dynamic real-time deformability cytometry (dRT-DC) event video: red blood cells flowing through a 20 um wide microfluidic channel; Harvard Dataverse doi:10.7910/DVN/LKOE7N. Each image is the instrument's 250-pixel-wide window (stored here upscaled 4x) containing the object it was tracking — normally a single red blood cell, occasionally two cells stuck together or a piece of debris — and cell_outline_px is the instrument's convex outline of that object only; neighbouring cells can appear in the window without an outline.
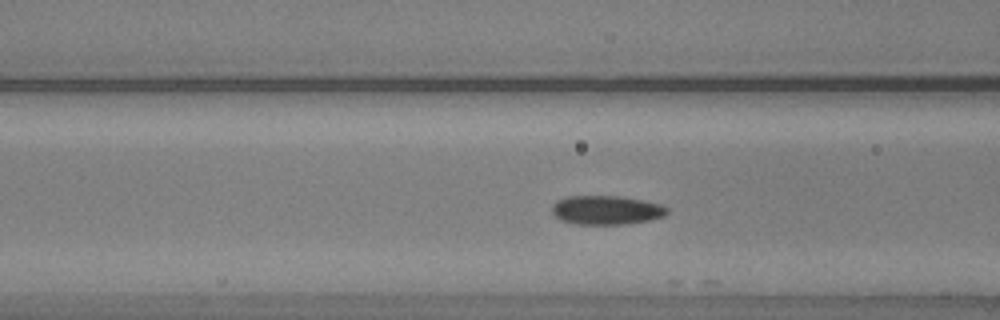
{"species": "common noctule bat (a hibernating species)", "species_latin": "Nyctalus noctula", "temperature_condition": "warm", "stored_images_in_passage": 13, "camera_frame_rate_fps": 3000, "um_per_image_px": 0.085, "animal": {"sex": "male", "body_mass_g": 20.5, "forearm_length_mm": 52.5}, "frame": {"image": 1, "passage_image": 4, "time_ms": 1.0, "image_size_px": [1000, 320], "cell_outline_px": [[668, 212], [664, 216], [652, 220], [624, 224], [576, 224], [560, 220], [552, 212], [552, 204], [556, 200], [568, 196], [620, 196], [660, 204], [668, 208]], "centroid_in_image_um": [51.52, 17.86], "position_along_channel_um": 115.1, "area_um2": 19.48}}
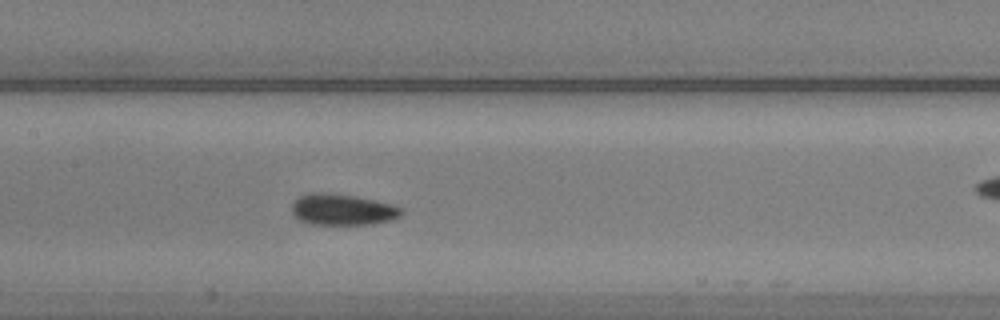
{"frame": {"image": 2, "passage_image": 9, "time_ms": 2.667, "image_size_px": [1000, 320], "cell_outline_px": [[400, 216], [392, 220], [372, 224], [308, 224], [300, 220], [292, 212], [292, 204], [300, 196], [308, 192], [328, 192], [356, 196], [392, 204], [400, 208]], "centroid_in_image_um": [29.08, 17.8], "position_along_channel_um": 178.3, "area_um2": 19.88}}
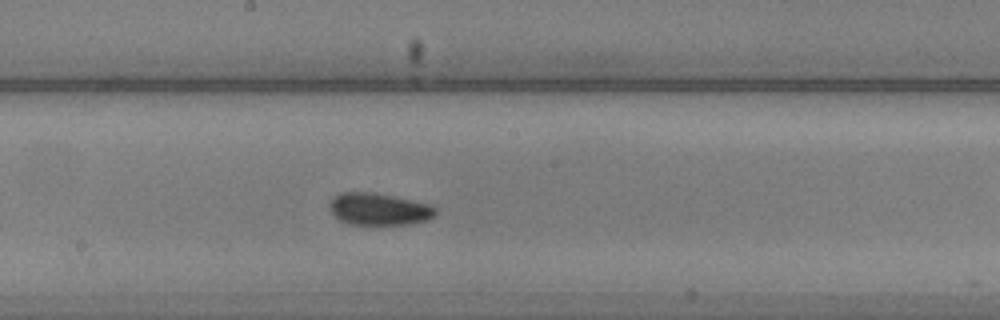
{"frame": {"image": 3, "passage_image": 12, "time_ms": 3.667, "image_size_px": [1000, 320], "cell_outline_px": [[436, 212], [428, 220], [408, 224], [348, 224], [340, 220], [328, 208], [328, 204], [340, 192], [376, 192], [432, 204], [436, 208]], "centroid_in_image_um": [32.22, 17.76], "position_along_channel_um": 216.0, "area_um2": 19.88}}